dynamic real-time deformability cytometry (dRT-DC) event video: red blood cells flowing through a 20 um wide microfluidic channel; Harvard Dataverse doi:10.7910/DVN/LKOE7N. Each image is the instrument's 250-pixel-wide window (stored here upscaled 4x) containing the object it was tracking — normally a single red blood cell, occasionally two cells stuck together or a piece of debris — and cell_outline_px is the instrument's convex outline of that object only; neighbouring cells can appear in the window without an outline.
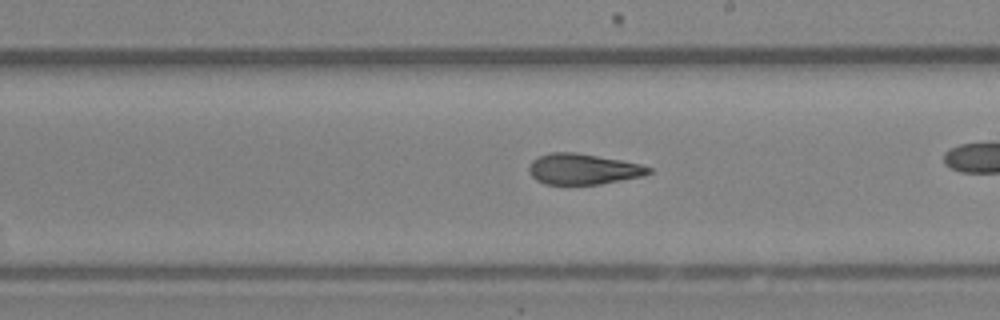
{"species": "Egyptian fruit bat (a non-hibernating species)", "species_latin": "Rousettus aegyptiacus", "temperature_condition": "room temperature", "stored_images_in_passage": 36, "camera_frame_rate_fps": 3000, "um_per_image_px": 0.085, "animal": {"sex": "female"}, "frame": {"image": 1, "passage_image": 26, "time_ms": 8.333, "image_size_px": [1000, 320], "cell_outline_px": [[652, 172], [644, 176], [600, 184], [544, 184], [536, 180], [528, 172], [528, 168], [532, 160], [540, 156], [552, 152], [576, 152], [620, 160], [640, 164], [652, 168]], "centroid_in_image_um": [49.56, 14.37], "position_along_channel_um": 239.4, "area_um2": 21.44}}